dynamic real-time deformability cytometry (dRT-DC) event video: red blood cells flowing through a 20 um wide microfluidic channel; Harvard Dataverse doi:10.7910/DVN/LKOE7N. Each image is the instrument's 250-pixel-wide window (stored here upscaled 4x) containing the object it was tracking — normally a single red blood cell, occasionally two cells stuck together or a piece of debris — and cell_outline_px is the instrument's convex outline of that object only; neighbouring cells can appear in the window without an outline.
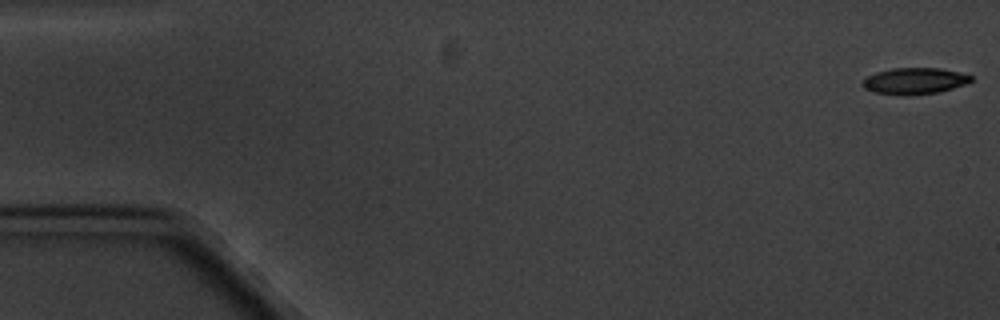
{"species": "common noctule bat (a hibernating species)", "species_latin": "Nyctalus noctula", "temperature_condition": "cold", "stored_images_in_passage": 10, "camera_frame_rate_fps": 3000, "um_per_image_px": 0.085, "animal": {"sex": "male", "body_mass_g": 20.1, "forearm_length_mm": 53.5}, "frame": {"image": 1, "passage_image": 1, "time_ms": 0.0, "image_size_px": [1000, 320], "cell_outline_px": [[972, 80], [964, 84], [940, 92], [900, 96], [872, 92], [864, 88], [860, 84], [860, 80], [864, 76], [876, 72], [892, 68], [940, 68], [960, 72], [972, 76]], "centroid_in_image_um": [77.64, 6.88], "position_along_channel_um": 7.4, "area_um2": 16.99}}
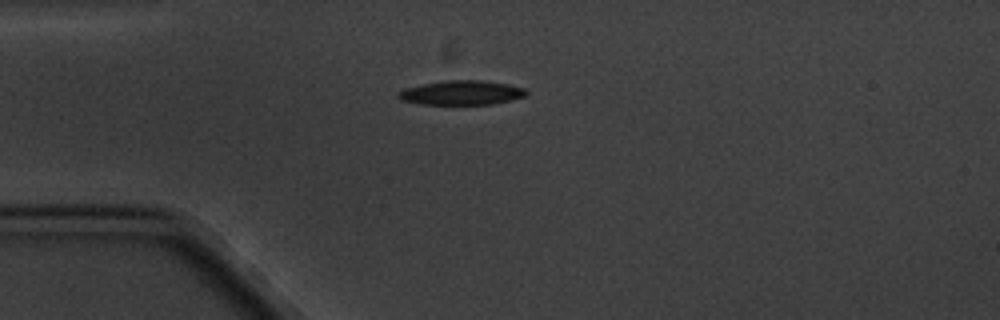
{"frame": {"image": 2, "passage_image": 5, "time_ms": 4.667, "image_size_px": [1000, 320], "cell_outline_px": [[528, 92], [524, 96], [492, 104], [420, 104], [400, 100], [396, 96], [404, 88], [444, 80], [480, 80], [508, 84], [524, 88]], "centroid_in_image_um": [39.2, 7.88], "position_along_channel_um": 45.8, "area_um2": 17.98}}
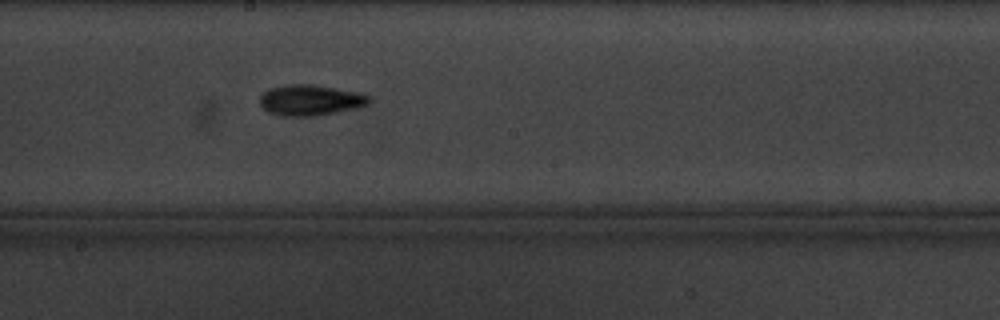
{"frame": {"image": 3, "passage_image": 10, "time_ms": 10.333, "image_size_px": [1000, 320], "cell_outline_px": [[372, 100], [368, 104], [356, 108], [316, 116], [280, 116], [268, 112], [260, 104], [260, 96], [268, 88], [288, 84], [312, 84], [364, 92], [372, 96]], "centroid_in_image_um": [26.43, 8.5], "position_along_channel_um": 221.8, "area_um2": 20.0}}